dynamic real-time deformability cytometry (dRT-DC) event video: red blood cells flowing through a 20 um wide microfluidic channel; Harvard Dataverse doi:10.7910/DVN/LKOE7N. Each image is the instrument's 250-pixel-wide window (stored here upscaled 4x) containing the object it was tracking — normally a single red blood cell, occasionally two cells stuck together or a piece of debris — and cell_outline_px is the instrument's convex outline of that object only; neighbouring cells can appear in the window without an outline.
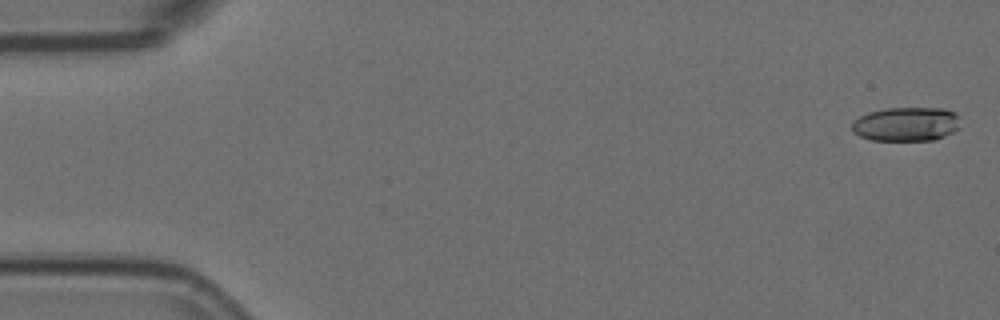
{"species": "Egyptian fruit bat (a non-hibernating species)", "species_latin": "Rousettus aegyptiacus", "temperature_condition": "room temperature", "stored_images_in_passage": 4, "camera_frame_rate_fps": 3000, "um_per_image_px": 0.085, "animal": {"sex": "female"}, "frame": {"image": 1, "passage_image": 1, "time_ms": 0.0, "image_size_px": [1000, 320], "cell_outline_px": [[960, 128], [936, 140], [872, 140], [860, 136], [852, 132], [852, 120], [868, 112], [888, 108], [944, 108], [956, 112], [960, 116]], "centroid_in_image_um": [77.06, 10.54], "position_along_channel_um": 7.9, "area_um2": 21.85}}
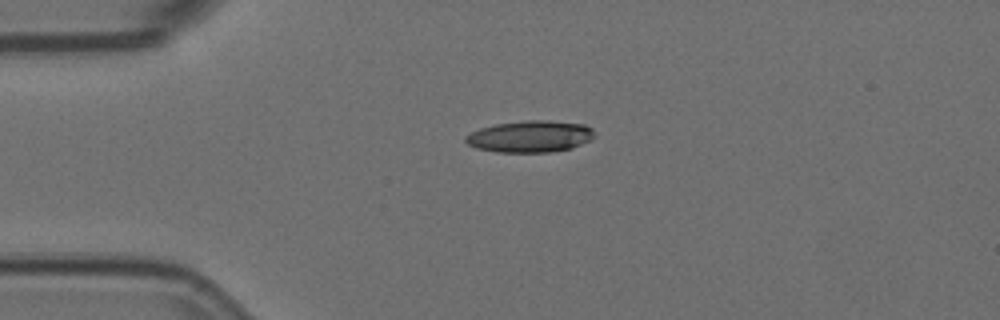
{"frame": {"image": 2, "passage_image": 3, "time_ms": 0.667, "image_size_px": [1000, 320], "cell_outline_px": [[596, 136], [592, 140], [572, 148], [548, 152], [496, 152], [476, 148], [468, 144], [464, 140], [464, 136], [480, 128], [496, 124], [524, 120], [548, 120], [584, 124], [592, 128]], "centroid_in_image_um": [45.08, 11.59], "position_along_channel_um": 39.9, "area_um2": 23.99}}